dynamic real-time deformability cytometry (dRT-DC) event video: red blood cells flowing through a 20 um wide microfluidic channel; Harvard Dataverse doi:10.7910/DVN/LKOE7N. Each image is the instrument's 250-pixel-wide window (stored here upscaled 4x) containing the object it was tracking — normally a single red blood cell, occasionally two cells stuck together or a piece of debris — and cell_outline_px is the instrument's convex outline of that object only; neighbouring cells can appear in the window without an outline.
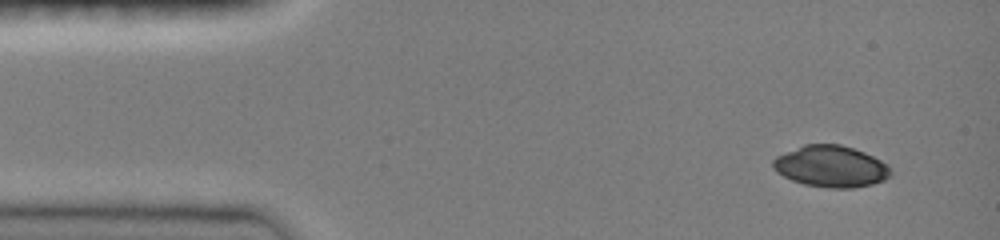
{"species": "common noctule bat (a hibernating species)", "species_latin": "Nyctalus noctula", "temperature_condition": "room temperature", "stored_images_in_passage": 44, "camera_frame_rate_fps": 3000, "um_per_image_px": 0.085, "animal": {"sex": "female", "body_mass_g": 19.0, "forearm_length_mm": 51.5}, "frame": {"image": 1, "passage_image": 1, "time_ms": 0.0, "image_size_px": [1000, 240], "cell_outline_px": [[892, 172], [884, 180], [872, 184], [852, 188], [828, 188], [804, 184], [792, 180], [776, 172], [772, 168], [772, 160], [776, 156], [804, 144], [840, 144], [864, 152], [880, 160]], "centroid_in_image_um": [70.58, 14.14], "position_along_channel_um": 14.4, "area_um2": 28.26}}
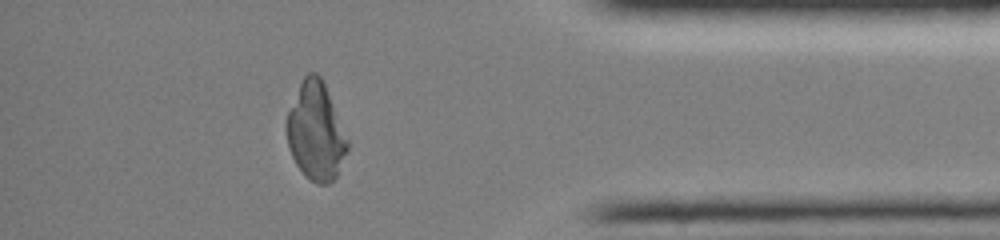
{"frame": {"image": 2, "passage_image": 38, "time_ms": 12.333, "image_size_px": [1000, 240], "cell_outline_px": [[348, 148], [336, 176], [328, 184], [316, 184], [296, 164], [288, 148], [288, 112], [300, 84], [304, 76], [308, 72], [316, 72], [320, 76], [324, 84], [348, 140]], "centroid_in_image_um": [26.85, 11.18], "position_along_channel_um": 408.4, "area_um2": 33.58}}